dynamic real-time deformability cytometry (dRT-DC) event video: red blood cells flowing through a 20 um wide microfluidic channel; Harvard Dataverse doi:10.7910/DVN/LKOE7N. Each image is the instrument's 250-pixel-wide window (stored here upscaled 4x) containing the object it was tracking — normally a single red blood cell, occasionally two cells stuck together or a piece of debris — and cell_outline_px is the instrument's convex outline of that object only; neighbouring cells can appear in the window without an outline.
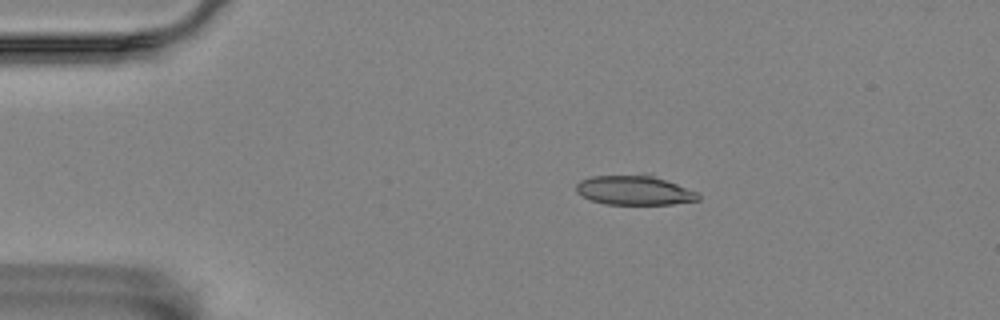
{"species": "Egyptian fruit bat (a non-hibernating species)", "species_latin": "Rousettus aegyptiacus", "temperature_condition": "room temperature", "stored_images_in_passage": 32, "camera_frame_rate_fps": 3000, "um_per_image_px": 0.085, "animal": {"sex": "female"}, "frame": {"image": 1, "passage_image": 4, "time_ms": 1.0, "image_size_px": [1000, 320], "cell_outline_px": [[700, 200], [672, 204], [604, 204], [592, 200], [576, 192], [576, 184], [580, 180], [592, 176], [640, 172], [644, 172], [676, 184], [696, 192], [700, 196]], "centroid_in_image_um": [53.89, 16.13], "position_along_channel_um": 31.1, "area_um2": 21.33}}
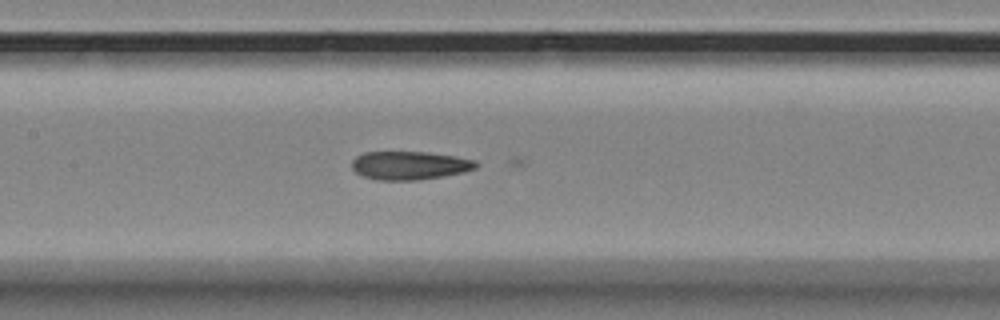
{"frame": {"image": 2, "passage_image": 20, "time_ms": 6.333, "image_size_px": [1000, 320], "cell_outline_px": [[480, 164], [476, 168], [464, 172], [444, 176], [420, 180], [376, 180], [364, 176], [356, 172], [352, 168], [352, 160], [356, 156], [364, 152], [428, 152], [476, 160]], "centroid_in_image_um": [34.83, 14.06], "position_along_channel_um": 172.6, "area_um2": 20.63}}
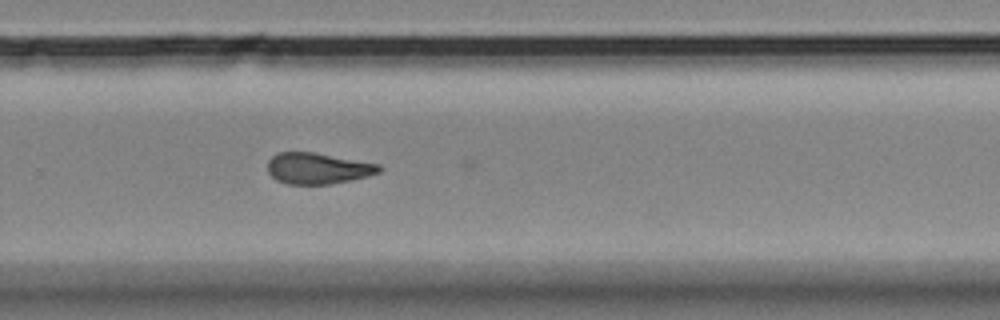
{"frame": {"image": 3, "passage_image": 31, "time_ms": 10.0, "image_size_px": [1000, 320], "cell_outline_px": [[384, 168], [380, 172], [368, 176], [332, 184], [288, 184], [276, 180], [268, 172], [268, 160], [276, 152], [316, 152], [380, 164]], "centroid_in_image_um": [27.03, 14.3], "position_along_channel_um": 302.8, "area_um2": 20.46}}